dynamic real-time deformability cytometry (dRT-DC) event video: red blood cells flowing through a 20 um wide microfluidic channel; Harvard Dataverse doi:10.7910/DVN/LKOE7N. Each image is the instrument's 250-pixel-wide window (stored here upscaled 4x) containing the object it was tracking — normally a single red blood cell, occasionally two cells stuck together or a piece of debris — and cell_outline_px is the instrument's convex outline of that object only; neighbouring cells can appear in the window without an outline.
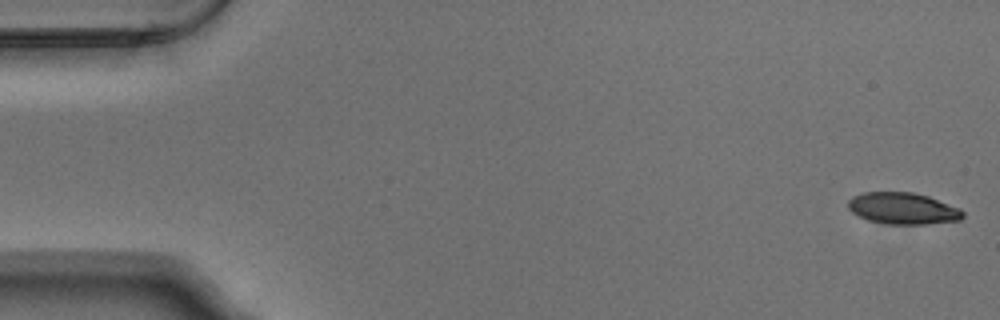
{"species": "Egyptian fruit bat (a non-hibernating species)", "species_latin": "Rousettus aegyptiacus", "temperature_condition": "warm", "stored_images_in_passage": 53, "camera_frame_rate_fps": 3000, "um_per_image_px": 0.085, "animal": {"sex": "male"}, "frame": {"image": 1, "passage_image": 1, "time_ms": 0.0, "image_size_px": [1000, 320], "cell_outline_px": [[964, 216], [960, 220], [924, 224], [888, 224], [868, 220], [852, 212], [848, 208], [848, 200], [852, 196], [864, 192], [912, 192], [928, 196], [960, 208], [964, 212]], "centroid_in_image_um": [76.74, 17.71], "position_along_channel_um": 8.3, "area_um2": 21.1}}
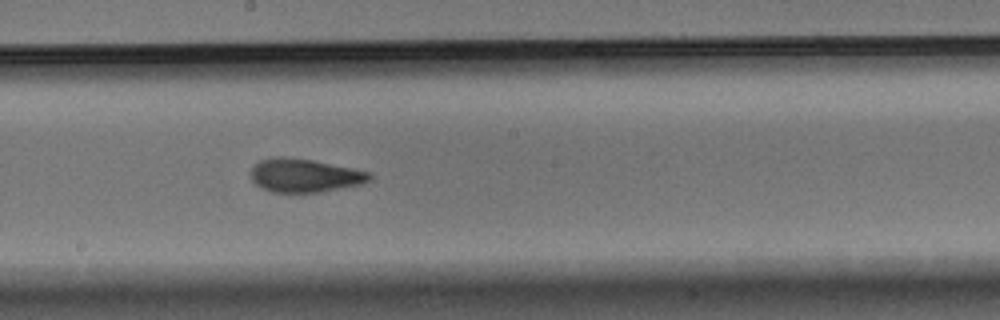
{"frame": {"image": 2, "passage_image": 29, "time_ms": 9.333, "image_size_px": [1000, 320], "cell_outline_px": [[372, 176], [364, 184], [320, 192], [272, 192], [256, 184], [252, 180], [252, 168], [260, 160], [276, 156], [280, 156], [312, 160], [372, 172]], "centroid_in_image_um": [25.93, 14.91], "position_along_channel_um": 222.3, "area_um2": 23.0}}
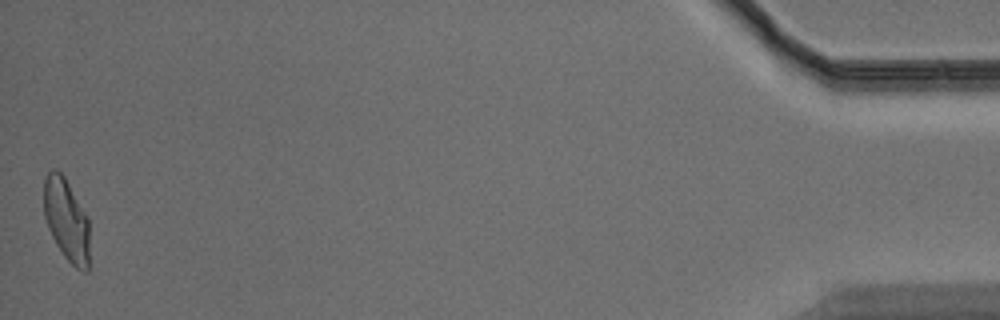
{"frame": {"image": 3, "passage_image": 53, "time_ms": 17.333, "image_size_px": [1000, 320], "cell_outline_px": [[88, 272], [84, 272], [76, 268], [64, 256], [56, 244], [48, 228], [44, 216], [44, 180], [48, 172], [52, 168], [56, 168], [64, 176], [88, 216]], "centroid_in_image_um": [5.64, 18.67], "position_along_channel_um": 429.6, "area_um2": 21.91}, "authors_computed_cell_mechanics": {"area_um2": 22.542, "velocity_mm_per_s": 3.7752, "shape_relaxation_time_tau1_ms": 4.8542, "shape_relaxation_time_tau2_ms": 1.8883, "deformation_change_tau1": 0.162, "deformation_change_tau2": 0.0762}}